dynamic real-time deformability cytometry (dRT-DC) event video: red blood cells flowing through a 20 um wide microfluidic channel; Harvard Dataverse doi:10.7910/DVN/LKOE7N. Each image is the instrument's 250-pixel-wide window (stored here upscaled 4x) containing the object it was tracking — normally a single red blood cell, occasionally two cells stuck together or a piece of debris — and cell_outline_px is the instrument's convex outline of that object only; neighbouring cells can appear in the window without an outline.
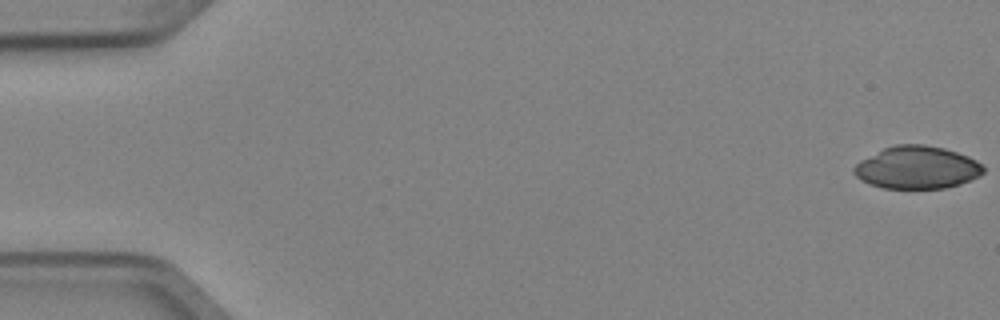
{"species": "Egyptian fruit bat (a non-hibernating species)", "species_latin": "Rousettus aegyptiacus", "temperature_condition": "cold", "stored_images_in_passage": 5, "camera_frame_rate_fps": 3000, "um_per_image_px": 0.085, "animal": {"sex": "female"}, "frame": {"image": 1, "passage_image": 1, "time_ms": 0.0, "image_size_px": [1000, 320], "cell_outline_px": [[984, 172], [980, 176], [960, 184], [944, 188], [884, 188], [868, 184], [860, 180], [852, 172], [852, 168], [860, 160], [884, 148], [896, 144], [924, 144], [944, 148], [968, 156], [984, 164]], "centroid_in_image_um": [77.94, 14.24], "position_along_channel_um": 7.1, "area_um2": 32.31}}